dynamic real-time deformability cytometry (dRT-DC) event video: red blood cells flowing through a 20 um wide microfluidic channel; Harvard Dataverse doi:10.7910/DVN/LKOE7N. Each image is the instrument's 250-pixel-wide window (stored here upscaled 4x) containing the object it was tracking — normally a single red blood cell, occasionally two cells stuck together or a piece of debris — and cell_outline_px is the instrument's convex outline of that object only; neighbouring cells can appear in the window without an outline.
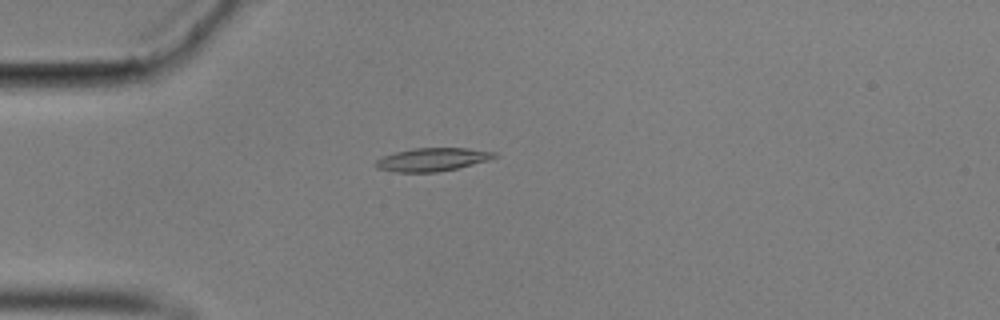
{"species": "common noctule bat (a hibernating species)", "species_latin": "Nyctalus noctula", "temperature_condition": "cold", "stored_images_in_passage": 47, "camera_frame_rate_fps": 3000, "um_per_image_px": 0.085, "animal": {"sex": "male", "body_mass_g": 17.9}, "frame": {"image": 1, "passage_image": 5, "time_ms": 1.333, "image_size_px": [1000, 320], "cell_outline_px": [[500, 152], [496, 156], [488, 160], [456, 168], [436, 172], [396, 172], [376, 168], [372, 164], [380, 156], [412, 148], [468, 148]], "centroid_in_image_um": [36.7, 13.55], "position_along_channel_um": 48.3, "area_um2": 16.18}}
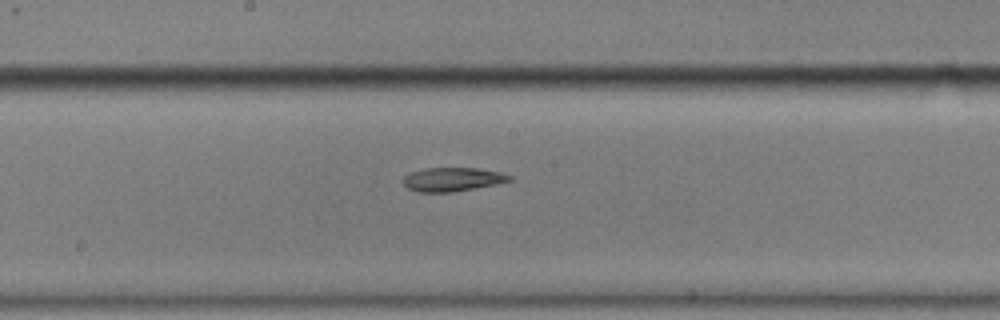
{"frame": {"image": 2, "passage_image": 20, "time_ms": 6.333, "image_size_px": [1000, 320], "cell_outline_px": [[512, 180], [496, 184], [452, 192], [416, 192], [408, 188], [404, 184], [404, 176], [412, 172], [424, 168], [476, 168], [500, 172], [512, 176]], "centroid_in_image_um": [38.46, 15.25], "position_along_channel_um": 209.7, "area_um2": 14.62}}
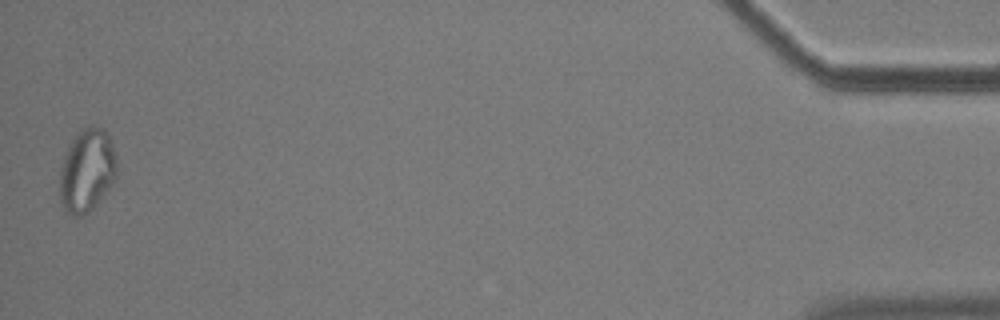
{"frame": {"image": 3, "passage_image": 46, "time_ms": 15.0, "image_size_px": [1000, 320], "cell_outline_px": [[116, 176], [112, 184], [92, 208], [88, 212], [80, 216], [72, 216], [64, 212], [60, 200], [60, 172], [64, 156], [76, 132], [80, 128], [92, 124], [104, 128], [112, 144], [116, 156]], "centroid_in_image_um": [7.38, 14.47], "position_along_channel_um": 427.8, "area_um2": 27.74}}